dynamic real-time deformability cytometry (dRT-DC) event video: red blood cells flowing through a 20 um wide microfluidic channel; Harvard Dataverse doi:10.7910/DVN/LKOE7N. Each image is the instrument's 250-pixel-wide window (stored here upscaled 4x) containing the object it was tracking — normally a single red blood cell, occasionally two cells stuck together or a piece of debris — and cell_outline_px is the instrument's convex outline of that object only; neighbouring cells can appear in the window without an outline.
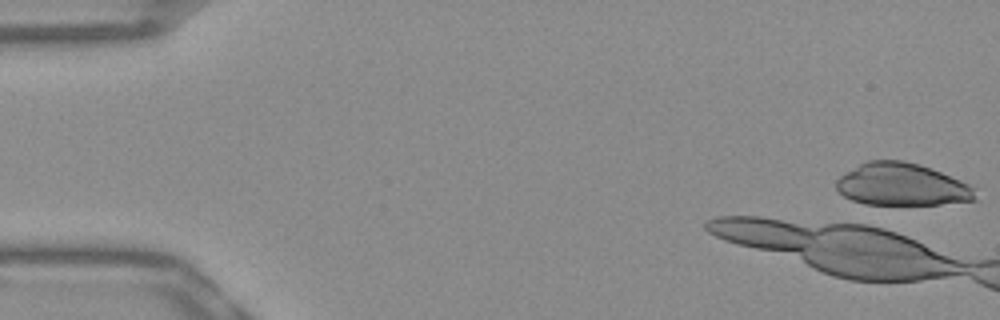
{"species": "Egyptian fruit bat (a non-hibernating species)", "species_latin": "Rousettus aegyptiacus", "temperature_condition": "warm", "stored_images_in_passage": 2, "camera_frame_rate_fps": 3000, "um_per_image_px": 0.085, "frame": {"image": 1, "passage_image": 1, "time_ms": 0.0, "image_size_px": [1000, 320], "cell_outline_px": [[976, 200], [940, 204], [864, 204], [852, 200], [844, 196], [836, 188], [836, 180], [840, 176], [860, 164], [868, 160], [904, 160], [920, 164], [960, 180], [968, 184], [972, 188]], "centroid_in_image_um": [76.62, 15.68], "position_along_channel_um": 8.4, "area_um2": 33.99}}